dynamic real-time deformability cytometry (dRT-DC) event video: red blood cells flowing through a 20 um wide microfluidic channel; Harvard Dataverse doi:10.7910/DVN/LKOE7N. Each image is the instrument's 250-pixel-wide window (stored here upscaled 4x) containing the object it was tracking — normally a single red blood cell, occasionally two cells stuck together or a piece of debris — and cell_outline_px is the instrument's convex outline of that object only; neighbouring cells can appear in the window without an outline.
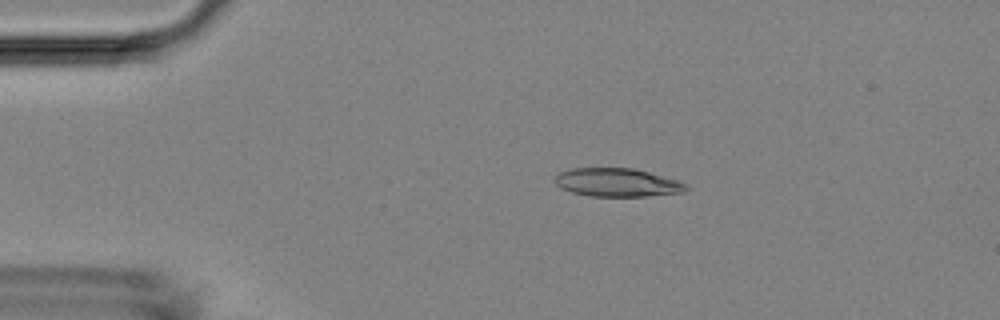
{"species": "Egyptian fruit bat (a non-hibernating species)", "species_latin": "Rousettus aegyptiacus", "temperature_condition": "room temperature", "stored_images_in_passage": 4, "camera_frame_rate_fps": 3000, "um_per_image_px": 0.085, "animal": {"sex": "female"}, "frame": {"image": 1, "passage_image": 3, "time_ms": 2.333, "image_size_px": [1000, 320], "cell_outline_px": [[688, 188], [684, 192], [648, 196], [588, 196], [572, 192], [560, 188], [556, 184], [556, 176], [560, 172], [568, 168], [636, 168], [680, 180], [688, 184]], "centroid_in_image_um": [52.51, 15.5], "position_along_channel_um": 32.5, "area_um2": 21.96}}